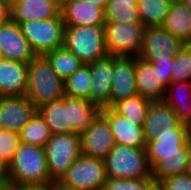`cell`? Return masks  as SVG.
Instances as JSON below:
<instances>
[{
    "label": "cell",
    "instance_id": "1",
    "mask_svg": "<svg viewBox=\"0 0 191 190\" xmlns=\"http://www.w3.org/2000/svg\"><path fill=\"white\" fill-rule=\"evenodd\" d=\"M25 96L37 108L45 103L60 100L65 96L64 81L52 69L45 55H36L28 63Z\"/></svg>",
    "mask_w": 191,
    "mask_h": 190
},
{
    "label": "cell",
    "instance_id": "2",
    "mask_svg": "<svg viewBox=\"0 0 191 190\" xmlns=\"http://www.w3.org/2000/svg\"><path fill=\"white\" fill-rule=\"evenodd\" d=\"M51 181L44 147L20 142L9 163V182L46 185Z\"/></svg>",
    "mask_w": 191,
    "mask_h": 190
},
{
    "label": "cell",
    "instance_id": "3",
    "mask_svg": "<svg viewBox=\"0 0 191 190\" xmlns=\"http://www.w3.org/2000/svg\"><path fill=\"white\" fill-rule=\"evenodd\" d=\"M64 47L84 64L109 55L104 25L65 26Z\"/></svg>",
    "mask_w": 191,
    "mask_h": 190
},
{
    "label": "cell",
    "instance_id": "4",
    "mask_svg": "<svg viewBox=\"0 0 191 190\" xmlns=\"http://www.w3.org/2000/svg\"><path fill=\"white\" fill-rule=\"evenodd\" d=\"M104 160L107 178L145 179L151 177L146 148L115 144Z\"/></svg>",
    "mask_w": 191,
    "mask_h": 190
},
{
    "label": "cell",
    "instance_id": "5",
    "mask_svg": "<svg viewBox=\"0 0 191 190\" xmlns=\"http://www.w3.org/2000/svg\"><path fill=\"white\" fill-rule=\"evenodd\" d=\"M173 59L145 61L135 57L137 94L150 101L164 100L167 86L172 82Z\"/></svg>",
    "mask_w": 191,
    "mask_h": 190
},
{
    "label": "cell",
    "instance_id": "6",
    "mask_svg": "<svg viewBox=\"0 0 191 190\" xmlns=\"http://www.w3.org/2000/svg\"><path fill=\"white\" fill-rule=\"evenodd\" d=\"M19 26L36 55L64 46L65 25L61 14L51 19L25 21Z\"/></svg>",
    "mask_w": 191,
    "mask_h": 190
},
{
    "label": "cell",
    "instance_id": "7",
    "mask_svg": "<svg viewBox=\"0 0 191 190\" xmlns=\"http://www.w3.org/2000/svg\"><path fill=\"white\" fill-rule=\"evenodd\" d=\"M107 52L115 57H137L146 26L141 22H106L104 24Z\"/></svg>",
    "mask_w": 191,
    "mask_h": 190
},
{
    "label": "cell",
    "instance_id": "8",
    "mask_svg": "<svg viewBox=\"0 0 191 190\" xmlns=\"http://www.w3.org/2000/svg\"><path fill=\"white\" fill-rule=\"evenodd\" d=\"M51 180H60L81 155L80 136L75 133L52 135L44 146Z\"/></svg>",
    "mask_w": 191,
    "mask_h": 190
},
{
    "label": "cell",
    "instance_id": "9",
    "mask_svg": "<svg viewBox=\"0 0 191 190\" xmlns=\"http://www.w3.org/2000/svg\"><path fill=\"white\" fill-rule=\"evenodd\" d=\"M107 179L104 159L80 155L60 181L76 190H102Z\"/></svg>",
    "mask_w": 191,
    "mask_h": 190
},
{
    "label": "cell",
    "instance_id": "10",
    "mask_svg": "<svg viewBox=\"0 0 191 190\" xmlns=\"http://www.w3.org/2000/svg\"><path fill=\"white\" fill-rule=\"evenodd\" d=\"M184 46L185 43L180 38L173 36L162 26H147L138 57L145 61L173 59Z\"/></svg>",
    "mask_w": 191,
    "mask_h": 190
},
{
    "label": "cell",
    "instance_id": "11",
    "mask_svg": "<svg viewBox=\"0 0 191 190\" xmlns=\"http://www.w3.org/2000/svg\"><path fill=\"white\" fill-rule=\"evenodd\" d=\"M80 136L81 155L105 159L116 144L107 119L100 113Z\"/></svg>",
    "mask_w": 191,
    "mask_h": 190
},
{
    "label": "cell",
    "instance_id": "12",
    "mask_svg": "<svg viewBox=\"0 0 191 190\" xmlns=\"http://www.w3.org/2000/svg\"><path fill=\"white\" fill-rule=\"evenodd\" d=\"M0 54L2 59L21 63H29L36 56L19 24L12 19L0 23Z\"/></svg>",
    "mask_w": 191,
    "mask_h": 190
},
{
    "label": "cell",
    "instance_id": "13",
    "mask_svg": "<svg viewBox=\"0 0 191 190\" xmlns=\"http://www.w3.org/2000/svg\"><path fill=\"white\" fill-rule=\"evenodd\" d=\"M37 111L38 108L27 96L0 97V126L20 134Z\"/></svg>",
    "mask_w": 191,
    "mask_h": 190
},
{
    "label": "cell",
    "instance_id": "14",
    "mask_svg": "<svg viewBox=\"0 0 191 190\" xmlns=\"http://www.w3.org/2000/svg\"><path fill=\"white\" fill-rule=\"evenodd\" d=\"M91 84L89 101L100 108L110 107L113 79V56L108 55L89 64Z\"/></svg>",
    "mask_w": 191,
    "mask_h": 190
},
{
    "label": "cell",
    "instance_id": "15",
    "mask_svg": "<svg viewBox=\"0 0 191 190\" xmlns=\"http://www.w3.org/2000/svg\"><path fill=\"white\" fill-rule=\"evenodd\" d=\"M136 95L135 57L113 56V79L110 93V107L115 102Z\"/></svg>",
    "mask_w": 191,
    "mask_h": 190
},
{
    "label": "cell",
    "instance_id": "16",
    "mask_svg": "<svg viewBox=\"0 0 191 190\" xmlns=\"http://www.w3.org/2000/svg\"><path fill=\"white\" fill-rule=\"evenodd\" d=\"M101 114L107 119L116 144L133 148H146L147 142L143 125H135L125 116L119 115L111 107L101 108Z\"/></svg>",
    "mask_w": 191,
    "mask_h": 190
},
{
    "label": "cell",
    "instance_id": "17",
    "mask_svg": "<svg viewBox=\"0 0 191 190\" xmlns=\"http://www.w3.org/2000/svg\"><path fill=\"white\" fill-rule=\"evenodd\" d=\"M61 15L65 26L104 25V9L84 0H62Z\"/></svg>",
    "mask_w": 191,
    "mask_h": 190
},
{
    "label": "cell",
    "instance_id": "18",
    "mask_svg": "<svg viewBox=\"0 0 191 190\" xmlns=\"http://www.w3.org/2000/svg\"><path fill=\"white\" fill-rule=\"evenodd\" d=\"M28 63L0 60V97L25 96L27 89Z\"/></svg>",
    "mask_w": 191,
    "mask_h": 190
},
{
    "label": "cell",
    "instance_id": "19",
    "mask_svg": "<svg viewBox=\"0 0 191 190\" xmlns=\"http://www.w3.org/2000/svg\"><path fill=\"white\" fill-rule=\"evenodd\" d=\"M61 14L59 0H17L11 6V19L17 23L51 19Z\"/></svg>",
    "mask_w": 191,
    "mask_h": 190
},
{
    "label": "cell",
    "instance_id": "20",
    "mask_svg": "<svg viewBox=\"0 0 191 190\" xmlns=\"http://www.w3.org/2000/svg\"><path fill=\"white\" fill-rule=\"evenodd\" d=\"M181 149H191L188 126L180 124L177 128H167L156 139L148 141L147 155L181 154Z\"/></svg>",
    "mask_w": 191,
    "mask_h": 190
},
{
    "label": "cell",
    "instance_id": "21",
    "mask_svg": "<svg viewBox=\"0 0 191 190\" xmlns=\"http://www.w3.org/2000/svg\"><path fill=\"white\" fill-rule=\"evenodd\" d=\"M181 122L175 112L164 101H151L143 124L146 142L157 138L167 128H177Z\"/></svg>",
    "mask_w": 191,
    "mask_h": 190
},
{
    "label": "cell",
    "instance_id": "22",
    "mask_svg": "<svg viewBox=\"0 0 191 190\" xmlns=\"http://www.w3.org/2000/svg\"><path fill=\"white\" fill-rule=\"evenodd\" d=\"M101 113V108L90 101L67 96V116L70 133L81 135Z\"/></svg>",
    "mask_w": 191,
    "mask_h": 190
},
{
    "label": "cell",
    "instance_id": "23",
    "mask_svg": "<svg viewBox=\"0 0 191 190\" xmlns=\"http://www.w3.org/2000/svg\"><path fill=\"white\" fill-rule=\"evenodd\" d=\"M190 149H181V154L147 155L151 177L156 183L168 177L184 174Z\"/></svg>",
    "mask_w": 191,
    "mask_h": 190
},
{
    "label": "cell",
    "instance_id": "24",
    "mask_svg": "<svg viewBox=\"0 0 191 190\" xmlns=\"http://www.w3.org/2000/svg\"><path fill=\"white\" fill-rule=\"evenodd\" d=\"M164 101L175 112L178 120L191 124V82H171L166 89Z\"/></svg>",
    "mask_w": 191,
    "mask_h": 190
},
{
    "label": "cell",
    "instance_id": "25",
    "mask_svg": "<svg viewBox=\"0 0 191 190\" xmlns=\"http://www.w3.org/2000/svg\"><path fill=\"white\" fill-rule=\"evenodd\" d=\"M162 27L185 44H191V9L183 3H173Z\"/></svg>",
    "mask_w": 191,
    "mask_h": 190
},
{
    "label": "cell",
    "instance_id": "26",
    "mask_svg": "<svg viewBox=\"0 0 191 190\" xmlns=\"http://www.w3.org/2000/svg\"><path fill=\"white\" fill-rule=\"evenodd\" d=\"M38 112L44 118L53 135L70 134V124L67 116V95L60 100L41 105L38 107Z\"/></svg>",
    "mask_w": 191,
    "mask_h": 190
},
{
    "label": "cell",
    "instance_id": "27",
    "mask_svg": "<svg viewBox=\"0 0 191 190\" xmlns=\"http://www.w3.org/2000/svg\"><path fill=\"white\" fill-rule=\"evenodd\" d=\"M151 101L141 95H136L118 102L111 108L119 115L125 116L135 125H143L147 117V112Z\"/></svg>",
    "mask_w": 191,
    "mask_h": 190
},
{
    "label": "cell",
    "instance_id": "28",
    "mask_svg": "<svg viewBox=\"0 0 191 190\" xmlns=\"http://www.w3.org/2000/svg\"><path fill=\"white\" fill-rule=\"evenodd\" d=\"M171 6L170 0H138L137 7L144 26H162Z\"/></svg>",
    "mask_w": 191,
    "mask_h": 190
},
{
    "label": "cell",
    "instance_id": "29",
    "mask_svg": "<svg viewBox=\"0 0 191 190\" xmlns=\"http://www.w3.org/2000/svg\"><path fill=\"white\" fill-rule=\"evenodd\" d=\"M138 0H109L104 10L106 22H141Z\"/></svg>",
    "mask_w": 191,
    "mask_h": 190
},
{
    "label": "cell",
    "instance_id": "30",
    "mask_svg": "<svg viewBox=\"0 0 191 190\" xmlns=\"http://www.w3.org/2000/svg\"><path fill=\"white\" fill-rule=\"evenodd\" d=\"M45 56L49 60L52 69L63 81L84 65V63L64 46L50 51Z\"/></svg>",
    "mask_w": 191,
    "mask_h": 190
},
{
    "label": "cell",
    "instance_id": "31",
    "mask_svg": "<svg viewBox=\"0 0 191 190\" xmlns=\"http://www.w3.org/2000/svg\"><path fill=\"white\" fill-rule=\"evenodd\" d=\"M19 135L22 143L44 147L53 134L44 118L37 111Z\"/></svg>",
    "mask_w": 191,
    "mask_h": 190
},
{
    "label": "cell",
    "instance_id": "32",
    "mask_svg": "<svg viewBox=\"0 0 191 190\" xmlns=\"http://www.w3.org/2000/svg\"><path fill=\"white\" fill-rule=\"evenodd\" d=\"M90 84V67L84 64L64 81L65 95L89 101Z\"/></svg>",
    "mask_w": 191,
    "mask_h": 190
},
{
    "label": "cell",
    "instance_id": "33",
    "mask_svg": "<svg viewBox=\"0 0 191 190\" xmlns=\"http://www.w3.org/2000/svg\"><path fill=\"white\" fill-rule=\"evenodd\" d=\"M171 76L173 82H191V44H185L173 57Z\"/></svg>",
    "mask_w": 191,
    "mask_h": 190
},
{
    "label": "cell",
    "instance_id": "34",
    "mask_svg": "<svg viewBox=\"0 0 191 190\" xmlns=\"http://www.w3.org/2000/svg\"><path fill=\"white\" fill-rule=\"evenodd\" d=\"M156 182L152 177L145 179H110L102 190H149Z\"/></svg>",
    "mask_w": 191,
    "mask_h": 190
},
{
    "label": "cell",
    "instance_id": "35",
    "mask_svg": "<svg viewBox=\"0 0 191 190\" xmlns=\"http://www.w3.org/2000/svg\"><path fill=\"white\" fill-rule=\"evenodd\" d=\"M20 144V135L15 132L3 130L0 133V155L8 163H10L14 157L16 150Z\"/></svg>",
    "mask_w": 191,
    "mask_h": 190
},
{
    "label": "cell",
    "instance_id": "36",
    "mask_svg": "<svg viewBox=\"0 0 191 190\" xmlns=\"http://www.w3.org/2000/svg\"><path fill=\"white\" fill-rule=\"evenodd\" d=\"M158 184L163 190H191V177L184 174L168 177Z\"/></svg>",
    "mask_w": 191,
    "mask_h": 190
},
{
    "label": "cell",
    "instance_id": "37",
    "mask_svg": "<svg viewBox=\"0 0 191 190\" xmlns=\"http://www.w3.org/2000/svg\"><path fill=\"white\" fill-rule=\"evenodd\" d=\"M0 183L4 186L9 183V163L0 155Z\"/></svg>",
    "mask_w": 191,
    "mask_h": 190
},
{
    "label": "cell",
    "instance_id": "38",
    "mask_svg": "<svg viewBox=\"0 0 191 190\" xmlns=\"http://www.w3.org/2000/svg\"><path fill=\"white\" fill-rule=\"evenodd\" d=\"M11 190H46V185L17 184L11 182Z\"/></svg>",
    "mask_w": 191,
    "mask_h": 190
},
{
    "label": "cell",
    "instance_id": "39",
    "mask_svg": "<svg viewBox=\"0 0 191 190\" xmlns=\"http://www.w3.org/2000/svg\"><path fill=\"white\" fill-rule=\"evenodd\" d=\"M46 190H76L62 183L60 180H51L46 184Z\"/></svg>",
    "mask_w": 191,
    "mask_h": 190
},
{
    "label": "cell",
    "instance_id": "40",
    "mask_svg": "<svg viewBox=\"0 0 191 190\" xmlns=\"http://www.w3.org/2000/svg\"><path fill=\"white\" fill-rule=\"evenodd\" d=\"M11 19V7L4 1L0 0V23Z\"/></svg>",
    "mask_w": 191,
    "mask_h": 190
},
{
    "label": "cell",
    "instance_id": "41",
    "mask_svg": "<svg viewBox=\"0 0 191 190\" xmlns=\"http://www.w3.org/2000/svg\"><path fill=\"white\" fill-rule=\"evenodd\" d=\"M87 1L88 3H92L100 8H103L105 10L107 3L109 0H84Z\"/></svg>",
    "mask_w": 191,
    "mask_h": 190
},
{
    "label": "cell",
    "instance_id": "42",
    "mask_svg": "<svg viewBox=\"0 0 191 190\" xmlns=\"http://www.w3.org/2000/svg\"><path fill=\"white\" fill-rule=\"evenodd\" d=\"M185 174L191 177V149L188 156V162L186 165Z\"/></svg>",
    "mask_w": 191,
    "mask_h": 190
},
{
    "label": "cell",
    "instance_id": "43",
    "mask_svg": "<svg viewBox=\"0 0 191 190\" xmlns=\"http://www.w3.org/2000/svg\"><path fill=\"white\" fill-rule=\"evenodd\" d=\"M149 190H163V188L158 183H155Z\"/></svg>",
    "mask_w": 191,
    "mask_h": 190
},
{
    "label": "cell",
    "instance_id": "44",
    "mask_svg": "<svg viewBox=\"0 0 191 190\" xmlns=\"http://www.w3.org/2000/svg\"><path fill=\"white\" fill-rule=\"evenodd\" d=\"M0 190H11V182H9L7 185L2 186Z\"/></svg>",
    "mask_w": 191,
    "mask_h": 190
},
{
    "label": "cell",
    "instance_id": "45",
    "mask_svg": "<svg viewBox=\"0 0 191 190\" xmlns=\"http://www.w3.org/2000/svg\"><path fill=\"white\" fill-rule=\"evenodd\" d=\"M6 2L10 7L17 1V0H2Z\"/></svg>",
    "mask_w": 191,
    "mask_h": 190
},
{
    "label": "cell",
    "instance_id": "46",
    "mask_svg": "<svg viewBox=\"0 0 191 190\" xmlns=\"http://www.w3.org/2000/svg\"><path fill=\"white\" fill-rule=\"evenodd\" d=\"M185 0H170L171 4L173 3H183Z\"/></svg>",
    "mask_w": 191,
    "mask_h": 190
},
{
    "label": "cell",
    "instance_id": "47",
    "mask_svg": "<svg viewBox=\"0 0 191 190\" xmlns=\"http://www.w3.org/2000/svg\"><path fill=\"white\" fill-rule=\"evenodd\" d=\"M189 141L191 142V124L188 126Z\"/></svg>",
    "mask_w": 191,
    "mask_h": 190
},
{
    "label": "cell",
    "instance_id": "48",
    "mask_svg": "<svg viewBox=\"0 0 191 190\" xmlns=\"http://www.w3.org/2000/svg\"><path fill=\"white\" fill-rule=\"evenodd\" d=\"M184 3L191 9V0H185Z\"/></svg>",
    "mask_w": 191,
    "mask_h": 190
},
{
    "label": "cell",
    "instance_id": "49",
    "mask_svg": "<svg viewBox=\"0 0 191 190\" xmlns=\"http://www.w3.org/2000/svg\"><path fill=\"white\" fill-rule=\"evenodd\" d=\"M4 129L0 126V133L3 131Z\"/></svg>",
    "mask_w": 191,
    "mask_h": 190
}]
</instances>
